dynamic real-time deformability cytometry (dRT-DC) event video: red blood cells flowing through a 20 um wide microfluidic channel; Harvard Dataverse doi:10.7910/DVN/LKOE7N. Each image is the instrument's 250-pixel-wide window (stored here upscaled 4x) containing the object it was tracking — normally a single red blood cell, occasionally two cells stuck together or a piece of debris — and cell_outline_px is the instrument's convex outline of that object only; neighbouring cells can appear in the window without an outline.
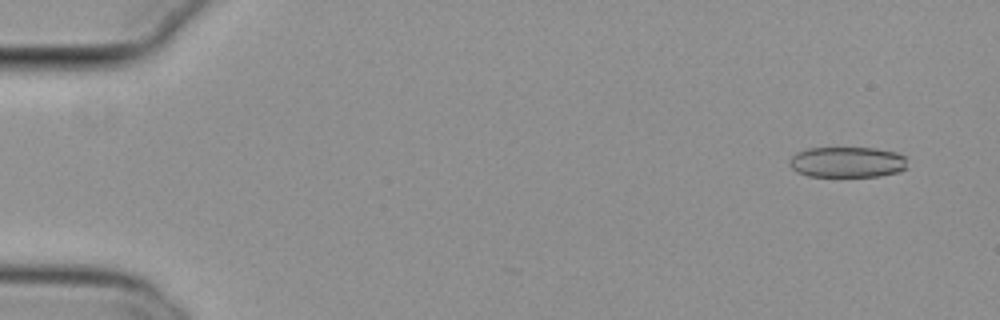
{"species": "common noctule bat (a hibernating species)", "species_latin": "Nyctalus noctula", "temperature_condition": "cold", "stored_images_in_passage": 8, "camera_frame_rate_fps": 3000, "um_per_image_px": 0.085, "animal": {"sex": "female", "body_mass_g": 29.2, "forearm_length_mm": 56.3}, "frame": {"image": 1, "passage_image": 4, "time_ms": 1.0, "image_size_px": [1000, 320], "cell_outline_px": [[908, 168], [900, 172], [880, 176], [808, 176], [796, 172], [788, 164], [788, 160], [796, 152], [808, 148], [876, 148], [896, 152], [904, 156]], "centroid_in_image_um": [72.01, 13.78], "position_along_channel_um": 13.0, "area_um2": 21.33}}